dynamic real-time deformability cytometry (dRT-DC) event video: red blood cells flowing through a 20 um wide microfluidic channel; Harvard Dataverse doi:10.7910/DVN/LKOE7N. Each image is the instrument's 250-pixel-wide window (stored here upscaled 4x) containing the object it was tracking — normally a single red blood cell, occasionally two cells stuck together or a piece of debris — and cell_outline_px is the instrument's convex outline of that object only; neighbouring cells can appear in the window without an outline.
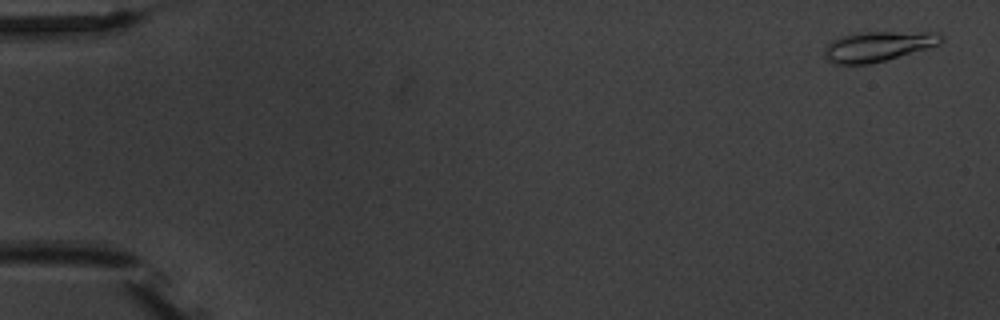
{"species": "common noctule bat (a hibernating species)", "species_latin": "Nyctalus noctula", "temperature_condition": "warm", "stored_images_in_passage": 5, "camera_frame_rate_fps": 3000, "um_per_image_px": 0.085, "animal": {"sex": "male", "body_mass_g": 20.1, "forearm_length_mm": 53.5}, "frame": {"image": 1, "passage_image": 1, "time_ms": 0.0, "image_size_px": [1000, 320], "cell_outline_px": [[944, 40], [940, 44], [884, 60], [868, 64], [836, 64], [828, 60], [824, 56], [824, 48], [832, 40], [844, 36], [860, 32], [936, 32], [944, 36]], "centroid_in_image_um": [74.63, 3.93], "position_along_channel_um": 10.4, "area_um2": 20.17}}